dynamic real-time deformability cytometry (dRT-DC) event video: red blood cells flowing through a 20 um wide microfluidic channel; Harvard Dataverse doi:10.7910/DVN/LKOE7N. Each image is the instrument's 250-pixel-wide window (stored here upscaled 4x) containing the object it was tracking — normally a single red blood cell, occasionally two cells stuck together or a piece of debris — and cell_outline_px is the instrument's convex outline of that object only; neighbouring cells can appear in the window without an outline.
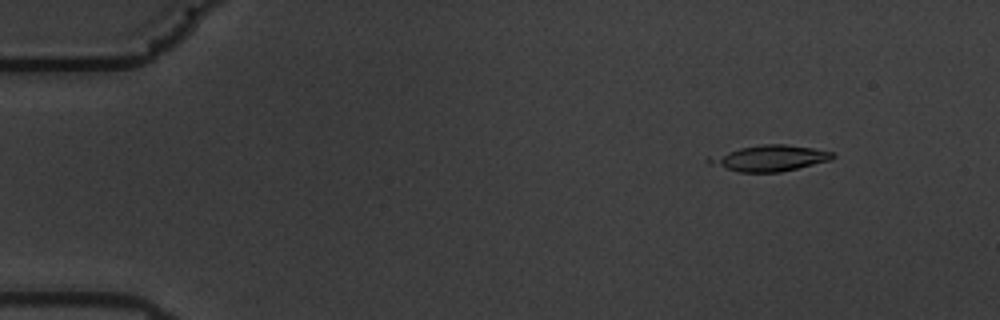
{"species": "common noctule bat (a hibernating species)", "species_latin": "Nyctalus noctula", "temperature_condition": "warm", "stored_images_in_passage": 16, "camera_frame_rate_fps": 3000, "um_per_image_px": 0.085, "animal": {"sex": "male", "body_mass_g": 19.5, "forearm_length_mm": 54.6}, "frame": {"image": 1, "passage_image": 7, "time_ms": 2.0, "image_size_px": [1000, 320], "cell_outline_px": [[836, 156], [832, 160], [780, 172], [736, 172], [708, 164], [708, 156], [740, 148], [764, 144], [784, 144], [812, 148], [832, 152]], "centroid_in_image_um": [65.39, 13.45], "position_along_channel_um": 19.6, "area_um2": 18.67}}